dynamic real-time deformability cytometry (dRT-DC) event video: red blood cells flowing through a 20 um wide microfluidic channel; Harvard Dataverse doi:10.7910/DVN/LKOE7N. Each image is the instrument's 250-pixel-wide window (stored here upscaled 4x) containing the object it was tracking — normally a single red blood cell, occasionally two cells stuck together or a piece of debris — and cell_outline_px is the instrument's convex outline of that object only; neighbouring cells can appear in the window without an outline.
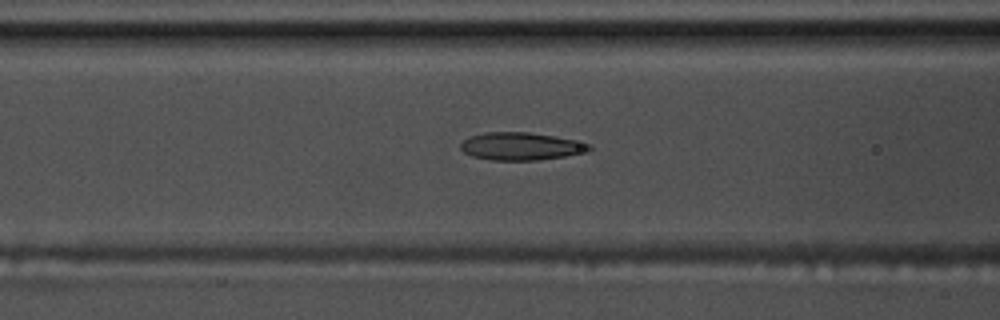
{"species": "common noctule bat (a hibernating species)", "species_latin": "Nyctalus noctula", "temperature_condition": "warm", "stored_images_in_passage": 47, "camera_frame_rate_fps": 3000, "um_per_image_px": 0.085, "animal": {"sex": "male", "body_mass_g": 17.5, "forearm_length_mm": 52.3}, "frame": {"image": 1, "passage_image": 13, "time_ms": 4.0, "image_size_px": [1000, 320], "cell_outline_px": [[592, 148], [588, 152], [564, 156], [536, 160], [492, 160], [472, 156], [464, 152], [460, 148], [460, 144], [468, 136], [484, 132], [528, 132], [552, 136], [592, 144]], "centroid_in_image_um": [44.26, 12.43], "position_along_channel_um": 122.3, "area_um2": 20.69}}
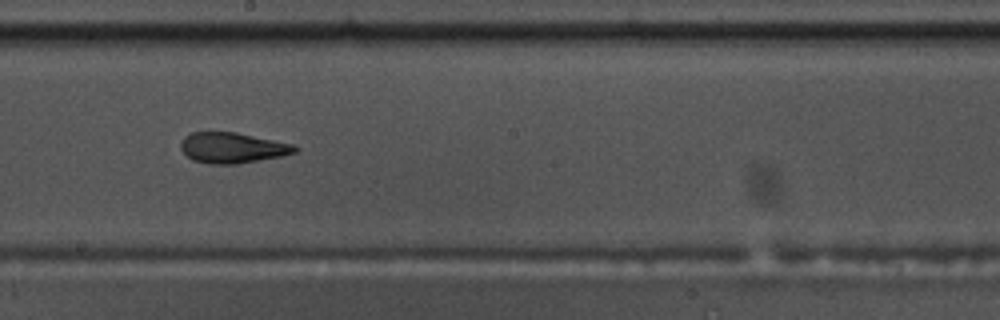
{"frame": {"image": 2, "passage_image": 22, "time_ms": 7.0, "image_size_px": [1000, 320], "cell_outline_px": [[300, 148], [296, 152], [280, 156], [236, 164], [208, 164], [192, 160], [180, 148], [180, 144], [184, 136], [192, 132], [236, 132], [296, 144]], "centroid_in_image_um": [19.77, 12.55], "position_along_channel_um": 228.4, "area_um2": 20.46}}
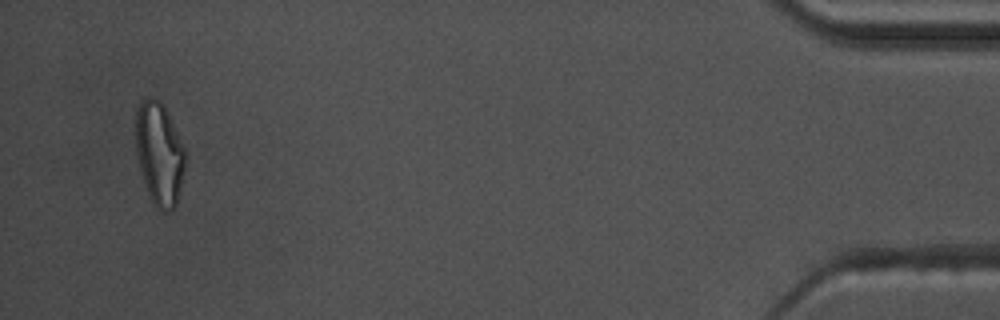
{"frame": {"image": 3, "passage_image": 45, "time_ms": 14.667, "image_size_px": [1000, 320], "cell_outline_px": [[184, 168], [176, 204], [168, 212], [164, 212], [156, 208], [148, 196], [140, 172], [136, 152], [136, 112], [140, 100], [148, 96], [152, 96], [160, 100], [184, 148]], "centroid_in_image_um": [13.49, 13.07], "position_along_channel_um": 421.7, "area_um2": 29.36}, "authors_computed_cell_mechanics": {"area_um2": 20.9814, "velocity_mm_per_s": 3.552, "shape_relaxation_time_tau1_ms": null, "shape_relaxation_time_tau2_ms": 2.1359, "deformation_change_tau1": null, "deformation_change_tau2": 0.1089}}